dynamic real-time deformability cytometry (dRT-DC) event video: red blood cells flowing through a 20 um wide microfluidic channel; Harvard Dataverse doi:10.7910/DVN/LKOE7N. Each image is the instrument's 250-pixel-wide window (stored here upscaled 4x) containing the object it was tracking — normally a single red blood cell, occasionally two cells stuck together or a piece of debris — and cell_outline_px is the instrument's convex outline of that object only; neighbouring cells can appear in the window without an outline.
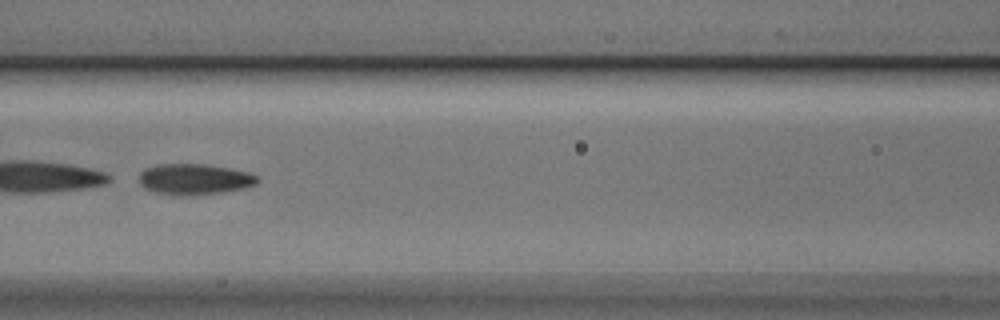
{"species": "Egyptian fruit bat (a non-hibernating species)", "species_latin": "Rousettus aegyptiacus", "temperature_condition": "cold", "stored_images_in_passage": 8, "camera_frame_rate_fps": 3000, "um_per_image_px": 0.085, "animal": {"sex": "male"}, "frame": {"image": 1, "passage_image": 6, "time_ms": 1.667, "image_size_px": [1000, 320], "cell_outline_px": [[260, 180], [256, 184], [244, 188], [224, 192], [192, 196], [172, 196], [152, 192], [144, 188], [140, 184], [140, 172], [144, 168], [156, 164], [204, 164], [228, 168], [248, 172], [256, 176]], "centroid_in_image_um": [16.48, 15.25], "position_along_channel_um": 150.1, "area_um2": 21.68}}
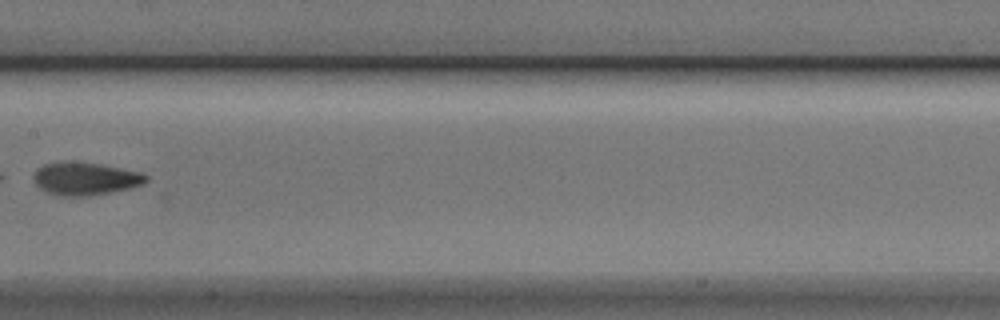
{"frame": {"image": 2, "passage_image": 7, "time_ms": 2.0, "image_size_px": [1000, 320], "cell_outline_px": [[148, 180], [144, 184], [128, 188], [88, 196], [60, 196], [48, 192], [40, 188], [36, 184], [32, 176], [36, 168], [44, 164], [64, 160], [100, 164], [144, 172], [148, 176]], "centroid_in_image_um": [7.24, 15.16], "position_along_channel_um": 200.2, "area_um2": 21.73}}
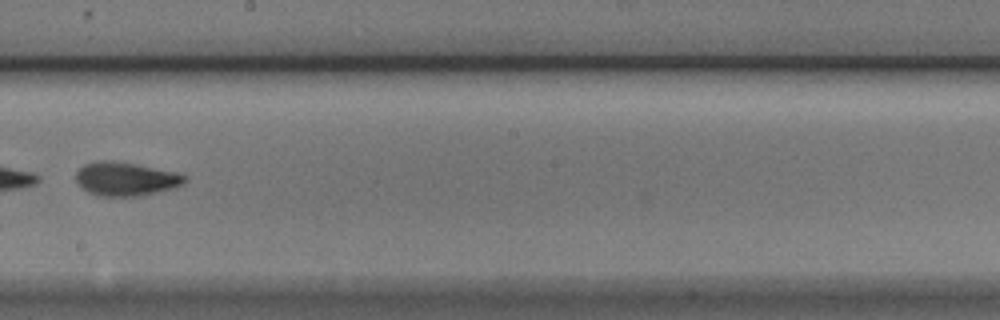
{"frame": {"image": 3, "passage_image": 8, "time_ms": 2.333, "image_size_px": [1000, 320], "cell_outline_px": [[188, 176], [184, 184], [156, 192], [140, 196], [96, 196], [88, 192], [76, 180], [76, 172], [84, 164], [96, 160], [112, 160], [136, 164], [176, 172]], "centroid_in_image_um": [10.68, 15.2], "position_along_channel_um": 237.5, "area_um2": 21.33}}